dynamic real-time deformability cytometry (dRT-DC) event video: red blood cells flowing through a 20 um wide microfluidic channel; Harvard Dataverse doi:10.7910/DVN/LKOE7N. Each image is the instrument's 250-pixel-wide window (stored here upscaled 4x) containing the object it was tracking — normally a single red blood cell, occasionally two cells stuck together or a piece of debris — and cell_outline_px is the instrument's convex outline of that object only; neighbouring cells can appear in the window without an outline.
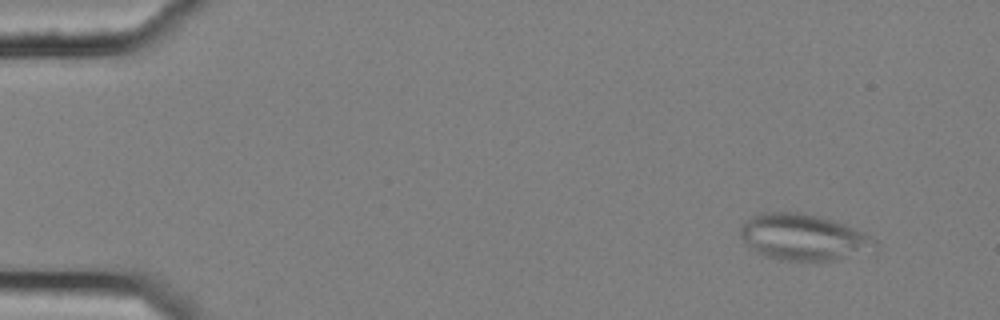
{"species": "common noctule bat (a hibernating species)", "species_latin": "Nyctalus noctula", "temperature_condition": "cold", "stored_images_in_passage": 6, "camera_frame_rate_fps": 3000, "um_per_image_px": 0.085, "animal": {"sex": "female", "body_mass_g": 25.1}, "frame": {"image": 1, "passage_image": 2, "time_ms": 0.333, "image_size_px": [1000, 320], "cell_outline_px": [[880, 244], [876, 252], [832, 260], [780, 260], [764, 256], [756, 252], [740, 236], [740, 228], [748, 216], [760, 212], [800, 212], [836, 220], [864, 232], [872, 236]], "centroid_in_image_um": [68.37, 20.16], "position_along_channel_um": 16.6, "area_um2": 36.99}}